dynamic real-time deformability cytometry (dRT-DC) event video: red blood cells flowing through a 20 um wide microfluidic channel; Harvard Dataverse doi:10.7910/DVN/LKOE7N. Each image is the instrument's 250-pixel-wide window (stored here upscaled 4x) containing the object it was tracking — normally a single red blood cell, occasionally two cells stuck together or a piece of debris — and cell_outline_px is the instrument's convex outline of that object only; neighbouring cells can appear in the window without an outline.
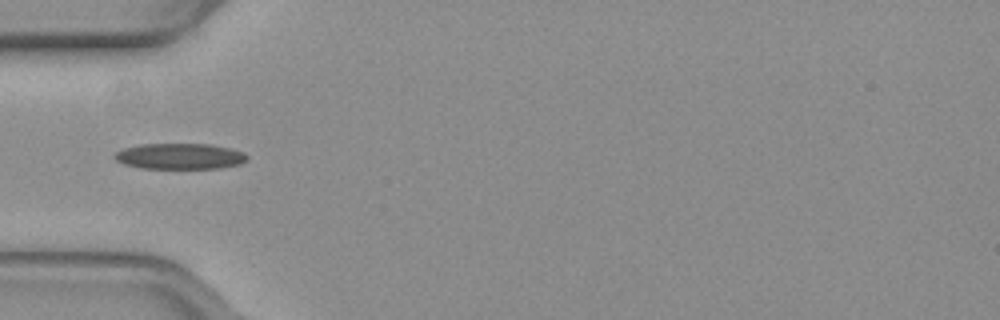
{"species": "common noctule bat (a hibernating species)", "species_latin": "Nyctalus noctula", "temperature_condition": "warm", "stored_images_in_passage": 33, "camera_frame_rate_fps": 3000, "um_per_image_px": 0.085, "animal": {"sex": "female", "body_mass_g": 19.3, "forearm_length_mm": 54.1}, "frame": {"image": 1, "passage_image": 1, "time_ms": 0.0, "image_size_px": [1000, 320], "cell_outline_px": [[248, 156], [240, 164], [220, 168], [140, 168], [124, 164], [116, 160], [112, 156], [116, 152], [124, 148], [140, 144], [208, 144], [228, 148], [244, 152]], "centroid_in_image_um": [15.25, 13.28], "position_along_channel_um": 69.8, "area_um2": 19.83}}
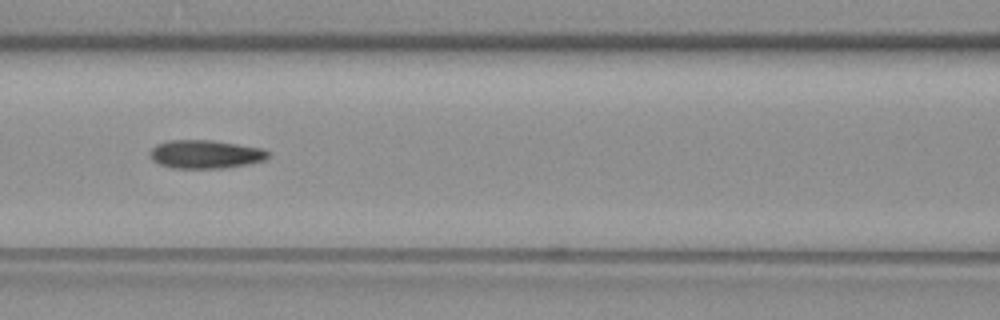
{"frame": {"image": 2, "passage_image": 7, "time_ms": 2.0, "image_size_px": [1000, 320], "cell_outline_px": [[268, 156], [264, 160], [248, 164], [224, 168], [172, 168], [160, 164], [152, 160], [148, 152], [156, 144], [168, 140], [212, 140], [264, 148], [268, 152]], "centroid_in_image_um": [17.44, 13.1], "position_along_channel_um": 149.2, "area_um2": 19.65}}
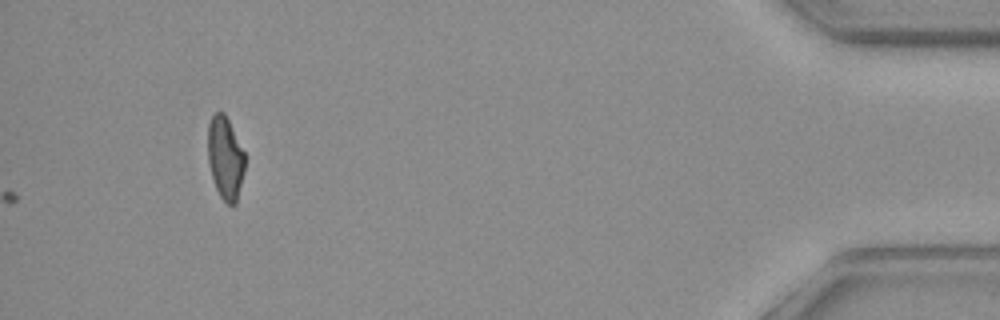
{"frame": {"image": 3, "passage_image": 33, "time_ms": 10.667, "image_size_px": [1000, 320], "cell_outline_px": [[244, 172], [236, 204], [228, 204], [220, 196], [216, 188], [208, 164], [208, 124], [212, 116], [216, 112], [224, 112], [244, 152]], "centroid_in_image_um": [19.14, 13.43], "position_along_channel_um": 416.1, "area_um2": 17.63}, "authors_computed_cell_mechanics": {"area_um2": 18.9584, "velocity_mm_per_s": 3.9094, "shape_relaxation_time_tau1_ms": null, "shape_relaxation_time_tau2_ms": 2.3534, "deformation_change_tau1": null, "deformation_change_tau2": 0.0999}}